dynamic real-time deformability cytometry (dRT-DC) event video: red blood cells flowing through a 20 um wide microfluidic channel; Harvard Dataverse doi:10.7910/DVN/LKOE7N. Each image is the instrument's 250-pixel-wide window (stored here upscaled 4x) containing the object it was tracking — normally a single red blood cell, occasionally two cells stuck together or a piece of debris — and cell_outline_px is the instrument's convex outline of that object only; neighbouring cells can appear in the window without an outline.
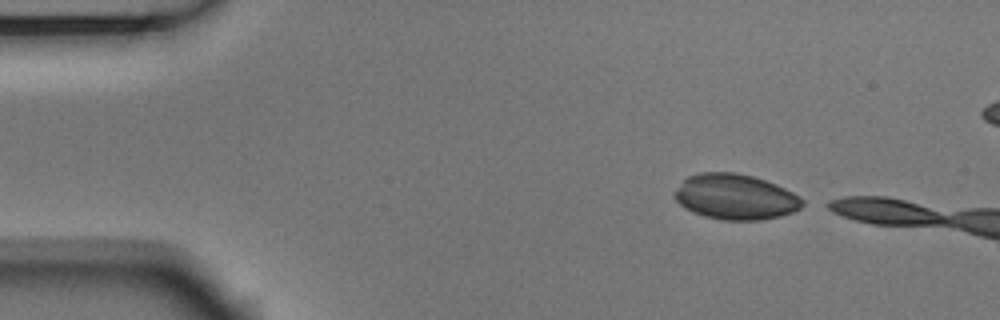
{"species": "Egyptian fruit bat (a non-hibernating species)", "species_latin": "Rousettus aegyptiacus", "temperature_condition": "room temperature", "stored_images_in_passage": 2, "camera_frame_rate_fps": 3000, "um_per_image_px": 0.085, "animal": {"sex": "male"}, "frame": {"image": 1, "passage_image": 1, "time_ms": 0.0, "image_size_px": [1000, 320], "cell_outline_px": [[808, 204], [792, 212], [780, 216], [760, 220], [720, 220], [704, 216], [692, 212], [684, 208], [676, 200], [672, 192], [688, 176], [700, 172], [736, 172], [752, 176], [776, 184], [800, 196]], "centroid_in_image_um": [62.5, 16.73], "position_along_channel_um": 22.5, "area_um2": 34.1}}